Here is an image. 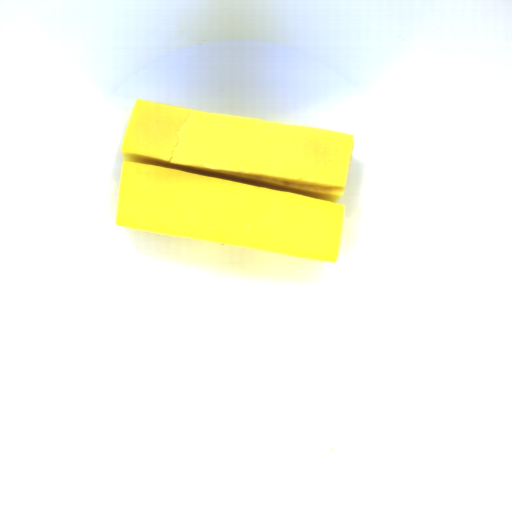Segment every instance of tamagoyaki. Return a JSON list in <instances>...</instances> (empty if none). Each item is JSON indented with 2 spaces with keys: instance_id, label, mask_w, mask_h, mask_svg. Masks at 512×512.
<instances>
[{
  "instance_id": "tamagoyaki-1",
  "label": "tamagoyaki",
  "mask_w": 512,
  "mask_h": 512,
  "mask_svg": "<svg viewBox=\"0 0 512 512\" xmlns=\"http://www.w3.org/2000/svg\"><path fill=\"white\" fill-rule=\"evenodd\" d=\"M354 135L138 99L116 226L336 262Z\"/></svg>"
}]
</instances>
